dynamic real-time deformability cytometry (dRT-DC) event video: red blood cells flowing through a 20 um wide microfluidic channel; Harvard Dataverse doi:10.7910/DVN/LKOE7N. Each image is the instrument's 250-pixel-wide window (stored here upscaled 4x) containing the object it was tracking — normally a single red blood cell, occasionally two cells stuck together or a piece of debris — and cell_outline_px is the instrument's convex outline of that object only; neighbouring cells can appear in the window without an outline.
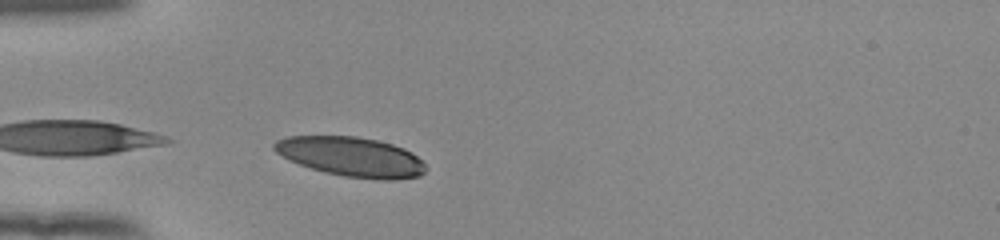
{"species": "human", "species_latin": "Homo sapiens", "temperature_condition": "room temperature", "stored_images_in_passage": 32, "camera_frame_rate_fps": 3000, "um_per_image_px": 0.085, "donor": {"sex": "female"}, "frame": {"image": 1, "passage_image": 1, "time_ms": 0.0, "image_size_px": [1000, 240], "cell_outline_px": [[424, 172], [420, 176], [392, 180], [380, 180], [344, 176], [324, 172], [300, 164], [276, 152], [272, 148], [272, 144], [276, 140], [288, 136], [356, 136], [376, 140], [392, 144], [404, 148], [412, 152], [424, 164]], "centroid_in_image_um": [29.85, 13.32], "position_along_channel_um": 55.1, "area_um2": 34.68}}
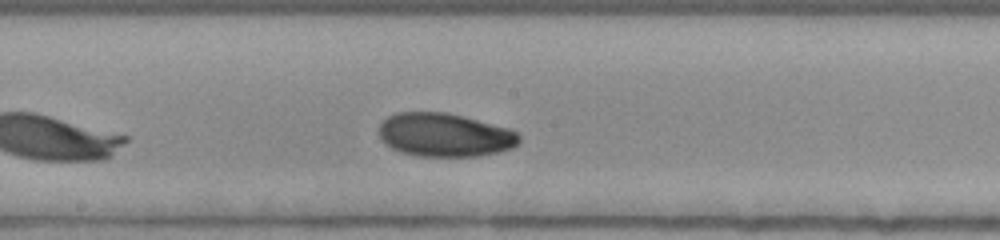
{"frame": {"image": 2, "passage_image": 14, "time_ms": 4.333, "image_size_px": [1000, 240], "cell_outline_px": [[520, 140], [512, 148], [480, 156], [416, 156], [400, 152], [392, 148], [380, 140], [380, 124], [388, 116], [396, 112], [444, 112], [508, 128], [516, 132], [520, 136]], "centroid_in_image_um": [37.76, 11.48], "position_along_channel_um": 210.4, "area_um2": 35.32}}
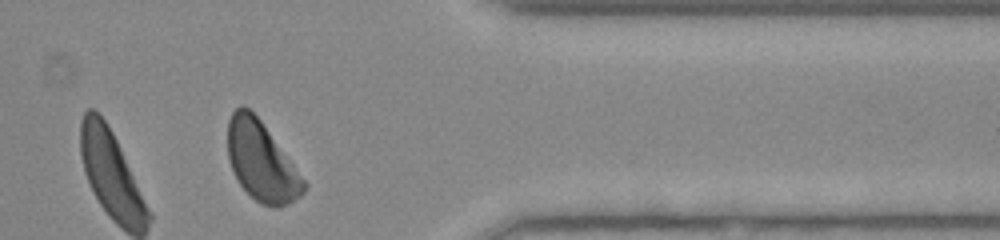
{"frame": {"image": 3, "passage_image": 29, "time_ms": 9.333, "image_size_px": [1000, 240], "cell_outline_px": [[308, 184], [304, 192], [300, 196], [276, 208], [272, 208], [260, 204], [240, 184], [232, 168], [228, 156], [228, 120], [232, 112], [240, 104], [248, 108], [260, 120]], "centroid_in_image_um": [22.22, 13.72], "position_along_channel_um": 389.2, "area_um2": 34.51}, "authors_computed_cell_mechanics": {"area_um2": 34.9979, "velocity_mm_per_s": 3.8459, "shape_relaxation_time_tau1_ms": 2.7789, "shape_relaxation_time_tau2_ms": null, "deformation_change_tau1": 0.1126, "deformation_change_tau2": null}}